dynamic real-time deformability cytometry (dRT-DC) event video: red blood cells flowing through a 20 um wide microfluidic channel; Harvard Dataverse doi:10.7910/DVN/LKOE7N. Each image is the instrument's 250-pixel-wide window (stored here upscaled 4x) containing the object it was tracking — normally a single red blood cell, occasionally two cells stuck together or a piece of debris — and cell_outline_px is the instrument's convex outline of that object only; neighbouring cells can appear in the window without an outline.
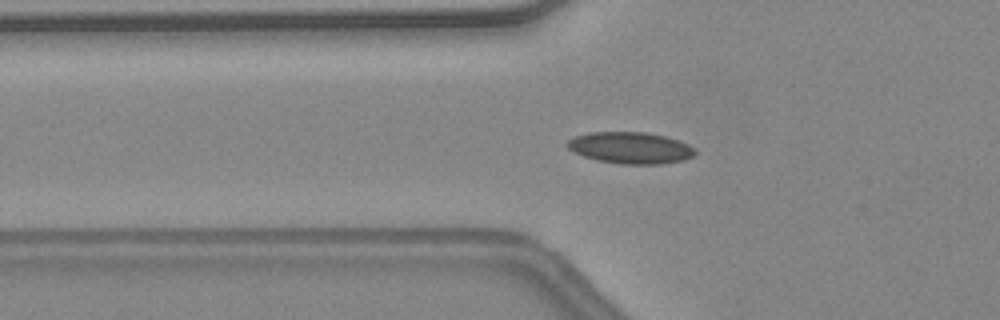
{"species": "common noctule bat (a hibernating species)", "species_latin": "Nyctalus noctula", "temperature_condition": "warm", "stored_images_in_passage": 42, "camera_frame_rate_fps": 3000, "um_per_image_px": 0.085, "animal": {"sex": "female", "body_mass_g": 24.6, "forearm_length_mm": 56.2}, "frame": {"image": 1, "passage_image": 13, "time_ms": 4.0, "image_size_px": [1000, 320], "cell_outline_px": [[696, 152], [692, 156], [684, 160], [664, 164], [620, 164], [596, 160], [584, 156], [568, 148], [564, 144], [568, 140], [576, 136], [588, 132], [648, 132], [664, 136], [688, 144]], "centroid_in_image_um": [53.56, 12.57], "position_along_channel_um": 72.2, "area_um2": 23.47}, "authors_computed_cell_mechanics": {"area_um2": 21.675, "velocity_mm_per_s": 4.5378, "shape_relaxation_time_tau1_ms": 8.0532, "shape_relaxation_time_tau2_ms": 1.1892, "deformation_change_tau1": 0.189, "deformation_change_tau2": 0.0626}}